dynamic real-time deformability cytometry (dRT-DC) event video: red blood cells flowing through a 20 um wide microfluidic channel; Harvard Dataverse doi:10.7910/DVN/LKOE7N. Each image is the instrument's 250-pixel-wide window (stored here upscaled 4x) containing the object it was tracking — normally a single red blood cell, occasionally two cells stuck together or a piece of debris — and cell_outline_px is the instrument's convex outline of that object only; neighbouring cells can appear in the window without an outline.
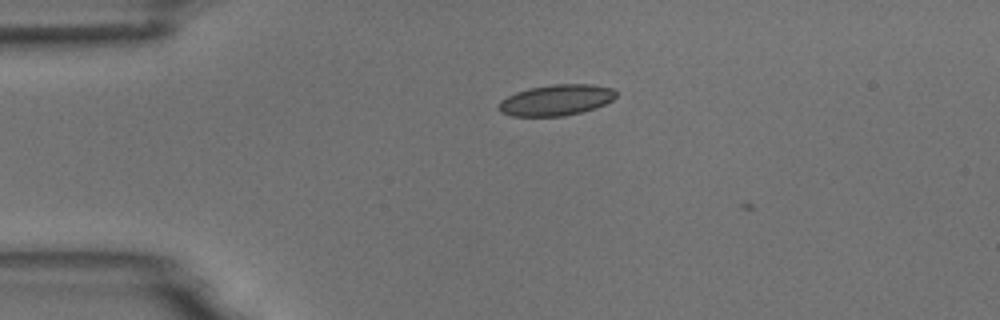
{"species": "common noctule bat (a hibernating species)", "species_latin": "Nyctalus noctula", "temperature_condition": "room temperature", "stored_images_in_passage": 3, "camera_frame_rate_fps": 3000, "um_per_image_px": 0.085, "animal": {"sex": "male", "body_mass_g": 18.8}, "frame": {"image": 1, "passage_image": 2, "time_ms": 1.333, "image_size_px": [1000, 320], "cell_outline_px": [[616, 96], [612, 100], [596, 108], [564, 116], [512, 116], [500, 112], [496, 104], [500, 100], [516, 92], [528, 88], [552, 84], [592, 84], [612, 88], [616, 92]], "centroid_in_image_um": [47.24, 8.5], "position_along_channel_um": 37.8, "area_um2": 21.27}}